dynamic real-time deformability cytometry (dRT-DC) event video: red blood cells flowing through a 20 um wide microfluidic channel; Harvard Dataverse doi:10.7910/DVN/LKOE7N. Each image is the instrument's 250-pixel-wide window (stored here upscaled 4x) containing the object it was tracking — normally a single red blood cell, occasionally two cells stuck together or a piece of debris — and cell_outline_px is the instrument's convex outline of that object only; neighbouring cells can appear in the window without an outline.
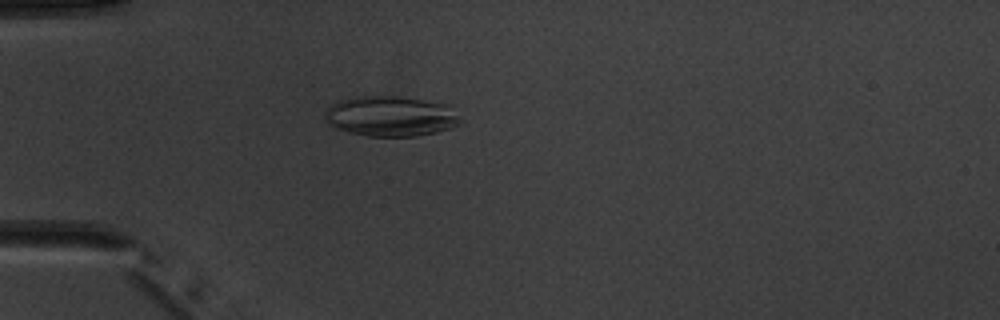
{"species": "common noctule bat (a hibernating species)", "species_latin": "Nyctalus noctula", "temperature_condition": "warm", "stored_images_in_passage": 5, "camera_frame_rate_fps": 3000, "um_per_image_px": 0.085, "animal": {"sex": "male", "body_mass_g": 20.1, "forearm_length_mm": 53.5}, "frame": {"image": 1, "passage_image": 5, "time_ms": 4.667, "image_size_px": [1000, 320], "cell_outline_px": [[460, 120], [452, 128], [436, 132], [416, 136], [368, 136], [348, 132], [336, 128], [324, 116], [324, 112], [332, 104], [340, 100], [356, 96], [400, 96], [452, 104]], "centroid_in_image_um": [33.25, 9.86], "position_along_channel_um": 51.8, "area_um2": 31.91}}